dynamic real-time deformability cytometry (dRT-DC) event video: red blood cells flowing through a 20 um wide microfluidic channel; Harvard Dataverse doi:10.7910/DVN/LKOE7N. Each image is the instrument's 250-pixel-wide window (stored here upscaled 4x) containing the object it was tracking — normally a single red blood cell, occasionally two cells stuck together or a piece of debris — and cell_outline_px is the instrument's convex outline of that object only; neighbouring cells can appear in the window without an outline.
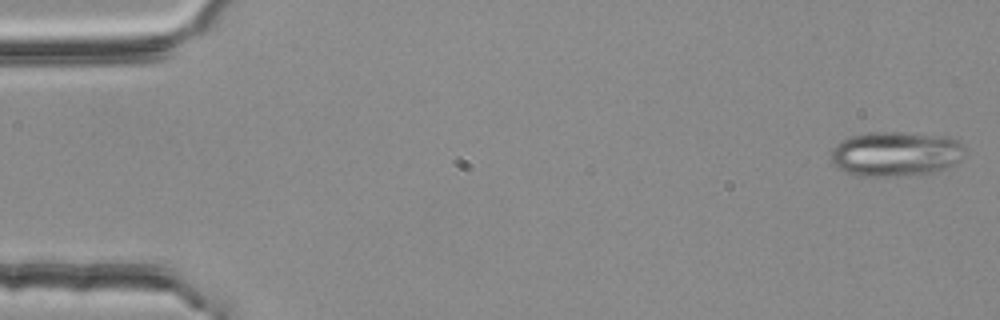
{"species": "common noctule bat (a hibernating species)", "species_latin": "Nyctalus noctula", "temperature_condition": "room temperature", "stored_images_in_passage": 53, "camera_frame_rate_fps": 3000, "um_per_image_px": 0.085, "animal": {"sex": "female", "body_mass_g": 25.1}, "frame": {"image": 1, "passage_image": 1, "time_ms": 0.0, "image_size_px": [1000, 320], "cell_outline_px": [[960, 160], [952, 164], [940, 168], [924, 172], [888, 176], [856, 176], [844, 172], [832, 164], [832, 148], [836, 144], [848, 136], [868, 132], [900, 132], [944, 136], [956, 140], [960, 144]], "centroid_in_image_um": [75.99, 13.05], "position_along_channel_um": 9.0, "area_um2": 34.1}}
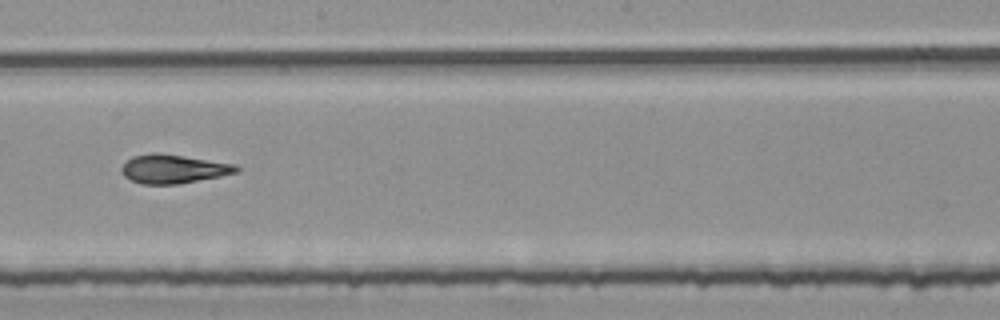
{"frame": {"image": 2, "passage_image": 30, "time_ms": 9.667, "image_size_px": [1000, 320], "cell_outline_px": [[240, 172], [220, 176], [176, 184], [140, 184], [124, 176], [120, 168], [132, 156], [152, 152], [160, 152], [236, 164], [240, 168]], "centroid_in_image_um": [14.74, 14.34], "position_along_channel_um": 233.5, "area_um2": 19.36}}
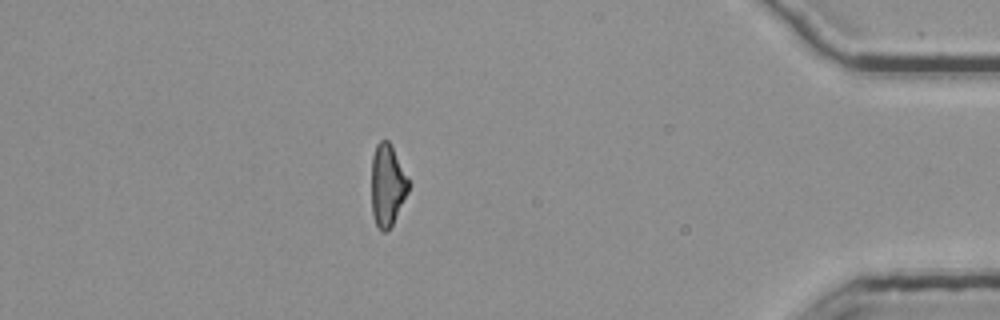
{"frame": {"image": 3, "passage_image": 47, "time_ms": 15.333, "image_size_px": [1000, 320], "cell_outline_px": [[408, 192], [388, 232], [380, 232], [376, 224], [372, 212], [372, 156], [376, 144], [380, 140], [388, 140], [408, 180]], "centroid_in_image_um": [32.89, 15.78], "position_along_channel_um": 402.3, "area_um2": 17.28}, "authors_computed_cell_mechanics": {"area_um2": 19.3052, "velocity_mm_per_s": 3.7978, "shape_relaxation_time_tau1_ms": 7.0806, "shape_relaxation_time_tau2_ms": 1.3562, "deformation_change_tau1": 0.2034, "deformation_change_tau2": 0.0948}}